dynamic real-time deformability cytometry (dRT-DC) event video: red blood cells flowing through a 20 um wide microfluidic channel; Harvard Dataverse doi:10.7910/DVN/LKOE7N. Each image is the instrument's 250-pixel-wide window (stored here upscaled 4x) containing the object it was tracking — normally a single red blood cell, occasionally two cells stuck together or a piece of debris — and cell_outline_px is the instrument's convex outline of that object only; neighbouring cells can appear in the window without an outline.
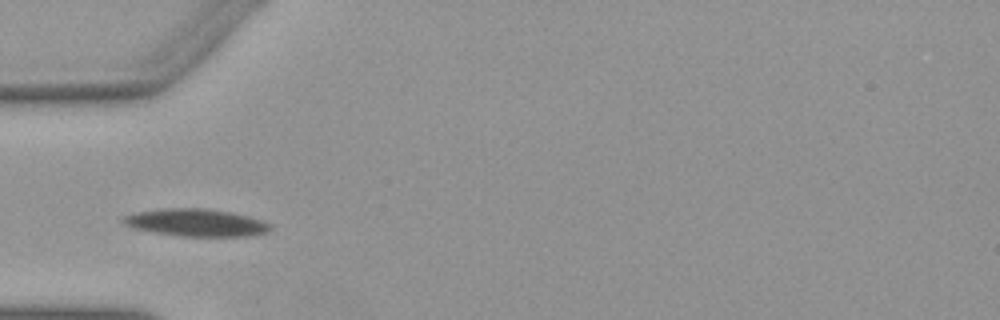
{"species": "Egyptian fruit bat (a non-hibernating species)", "species_latin": "Rousettus aegyptiacus", "temperature_condition": "warm", "stored_images_in_passage": 18, "camera_frame_rate_fps": 3000, "um_per_image_px": 0.085, "animal": {"sex": "female"}, "frame": {"image": 1, "passage_image": 6, "time_ms": 1.667, "image_size_px": [1000, 320], "cell_outline_px": [[272, 228], [268, 232], [248, 236], [180, 236], [152, 232], [132, 228], [124, 224], [120, 220], [124, 216], [132, 212], [164, 208], [208, 208], [232, 212], [248, 216], [272, 224]], "centroid_in_image_um": [16.63, 18.91], "position_along_channel_um": 68.4, "area_um2": 23.81}}
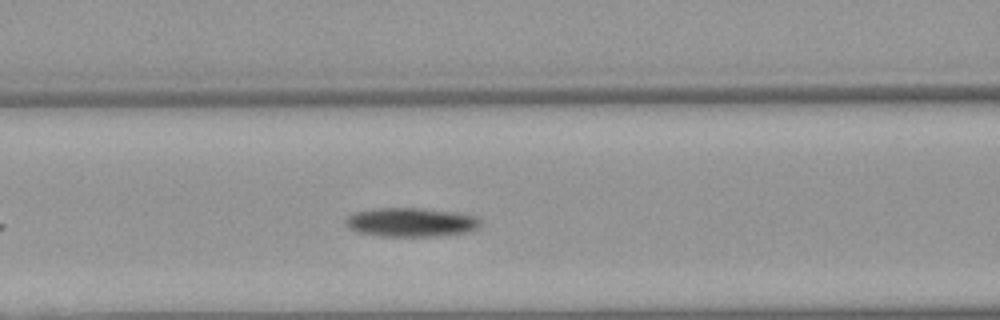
{"frame": {"image": 2, "passage_image": 11, "time_ms": 3.333, "image_size_px": [1000, 320], "cell_outline_px": [[480, 228], [472, 232], [436, 236], [380, 236], [356, 232], [348, 228], [344, 224], [344, 220], [352, 212], [372, 208], [420, 208], [452, 212], [476, 216], [480, 220]], "centroid_in_image_um": [34.9, 18.89], "position_along_channel_um": 131.7, "area_um2": 23.12}}